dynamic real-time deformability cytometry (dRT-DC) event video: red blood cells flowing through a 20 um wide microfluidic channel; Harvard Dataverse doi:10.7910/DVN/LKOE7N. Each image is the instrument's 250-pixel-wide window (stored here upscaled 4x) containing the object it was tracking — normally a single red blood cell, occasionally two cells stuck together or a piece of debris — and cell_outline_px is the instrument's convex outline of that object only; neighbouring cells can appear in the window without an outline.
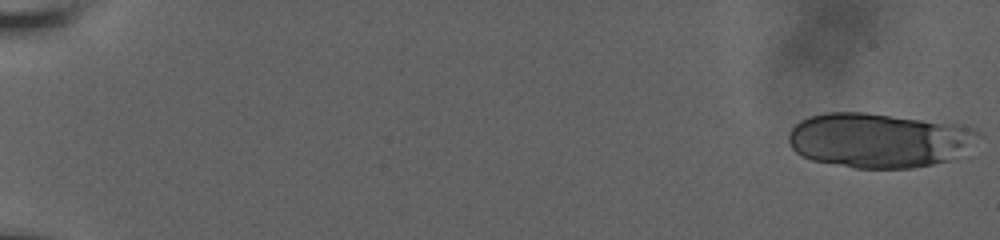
{"species": "human", "species_latin": "Homo sapiens", "temperature_condition": "room temperature", "stored_images_in_passage": 28, "camera_frame_rate_fps": 3000, "um_per_image_px": 0.085, "donor": {"sex": "male"}, "frame": {"image": 1, "passage_image": 1, "time_ms": 0.0, "image_size_px": [1000, 240], "cell_outline_px": [[984, 136], [948, 160], [932, 164], [912, 168], [852, 168], [812, 160], [800, 156], [792, 148], [788, 140], [788, 132], [800, 120], [808, 116], [824, 112], [864, 112], [956, 124], [972, 128], [980, 132]], "centroid_in_image_um": [74.64, 11.91], "position_along_channel_um": 10.4, "area_um2": 60.4}}